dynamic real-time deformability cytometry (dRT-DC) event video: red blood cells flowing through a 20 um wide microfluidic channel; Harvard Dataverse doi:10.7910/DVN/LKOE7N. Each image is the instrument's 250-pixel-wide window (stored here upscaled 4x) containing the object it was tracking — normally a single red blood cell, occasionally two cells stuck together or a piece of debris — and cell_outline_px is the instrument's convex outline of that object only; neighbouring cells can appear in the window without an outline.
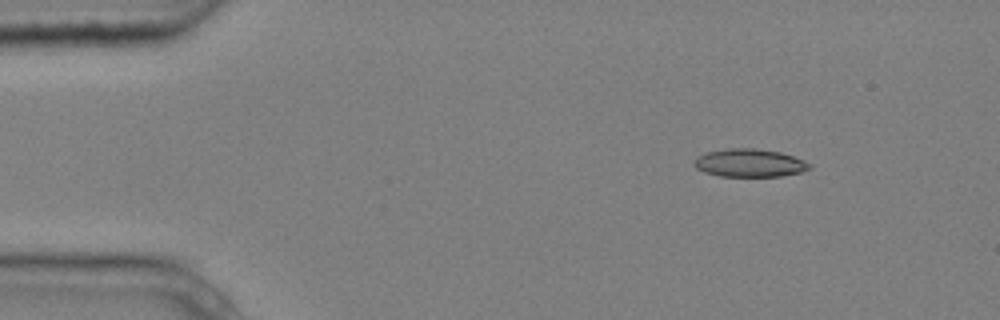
{"species": "common noctule bat (a hibernating species)", "species_latin": "Nyctalus noctula", "temperature_condition": "cold", "stored_images_in_passage": 5, "camera_frame_rate_fps": 3000, "um_per_image_px": 0.085, "animal": {"sex": "male", "body_mass_g": 20.4}, "frame": {"image": 1, "passage_image": 2, "time_ms": 0.333, "image_size_px": [1000, 320], "cell_outline_px": [[812, 168], [800, 172], [780, 176], [720, 176], [704, 172], [696, 168], [692, 164], [696, 156], [708, 152], [728, 148], [756, 148], [780, 152], [804, 160], [812, 164]], "centroid_in_image_um": [63.7, 13.85], "position_along_channel_um": 21.3, "area_um2": 18.9}}